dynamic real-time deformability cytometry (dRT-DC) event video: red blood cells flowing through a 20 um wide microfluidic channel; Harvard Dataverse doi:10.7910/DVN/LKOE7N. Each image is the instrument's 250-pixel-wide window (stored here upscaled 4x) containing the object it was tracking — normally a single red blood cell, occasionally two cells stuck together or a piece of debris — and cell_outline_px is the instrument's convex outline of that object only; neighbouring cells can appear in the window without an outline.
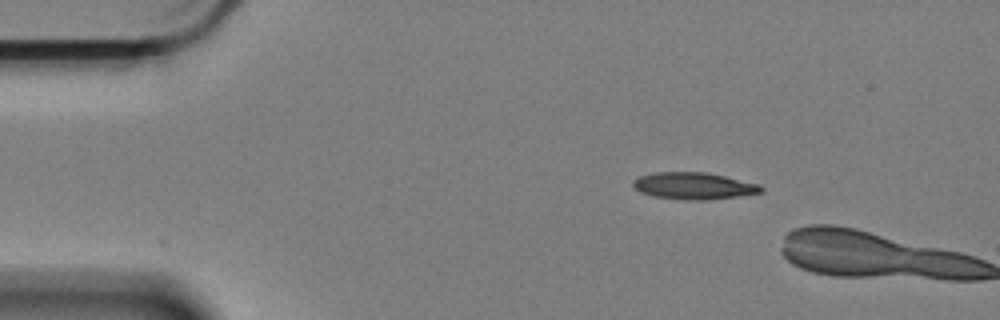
{"species": "Egyptian fruit bat (a non-hibernating species)", "species_latin": "Rousettus aegyptiacus", "temperature_condition": "cold", "stored_images_in_passage": 3, "camera_frame_rate_fps": 3000, "um_per_image_px": 0.085, "animal": {"sex": "female"}, "frame": {"image": 1, "passage_image": 1, "time_ms": 0.0, "image_size_px": [1000, 320], "cell_outline_px": [[764, 188], [760, 192], [736, 196], [704, 200], [688, 200], [652, 196], [640, 192], [632, 184], [632, 180], [640, 176], [656, 172], [704, 172], [724, 176], [760, 184]], "centroid_in_image_um": [58.94, 15.79], "position_along_channel_um": 26.1, "area_um2": 19.83}}